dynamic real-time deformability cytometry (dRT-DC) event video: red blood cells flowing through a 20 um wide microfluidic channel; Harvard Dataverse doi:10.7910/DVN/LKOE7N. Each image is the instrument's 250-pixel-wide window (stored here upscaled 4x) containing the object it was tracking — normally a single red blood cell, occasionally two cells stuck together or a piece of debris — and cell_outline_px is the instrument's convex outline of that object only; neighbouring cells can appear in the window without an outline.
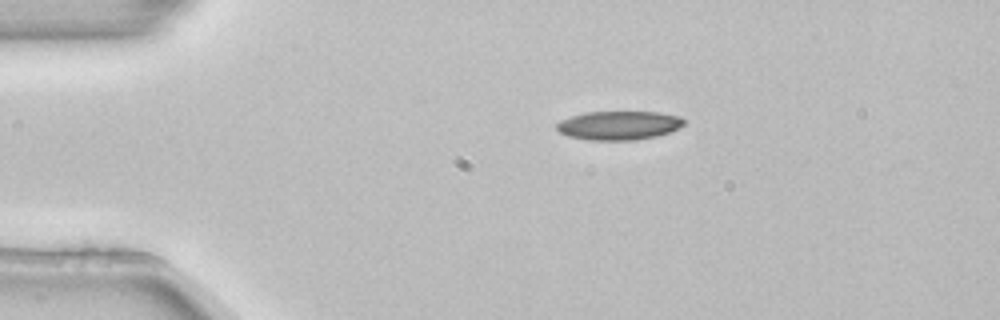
{"species": "common noctule bat (a hibernating species)", "species_latin": "Nyctalus noctula", "temperature_condition": "room temperature", "stored_images_in_passage": 2, "camera_frame_rate_fps": 3000, "um_per_image_px": 0.085, "animal": {"sex": "female", "body_mass_g": 22.7, "forearm_length_mm": 54.2}, "frame": {"image": 1, "passage_image": 1, "time_ms": 0.0, "image_size_px": [1000, 320], "cell_outline_px": [[684, 124], [668, 132], [656, 136], [632, 140], [592, 140], [568, 136], [560, 132], [556, 128], [556, 124], [560, 120], [584, 112], [660, 112], [680, 116], [684, 120]], "centroid_in_image_um": [52.58, 10.65], "position_along_channel_um": 32.4, "area_um2": 21.21}}